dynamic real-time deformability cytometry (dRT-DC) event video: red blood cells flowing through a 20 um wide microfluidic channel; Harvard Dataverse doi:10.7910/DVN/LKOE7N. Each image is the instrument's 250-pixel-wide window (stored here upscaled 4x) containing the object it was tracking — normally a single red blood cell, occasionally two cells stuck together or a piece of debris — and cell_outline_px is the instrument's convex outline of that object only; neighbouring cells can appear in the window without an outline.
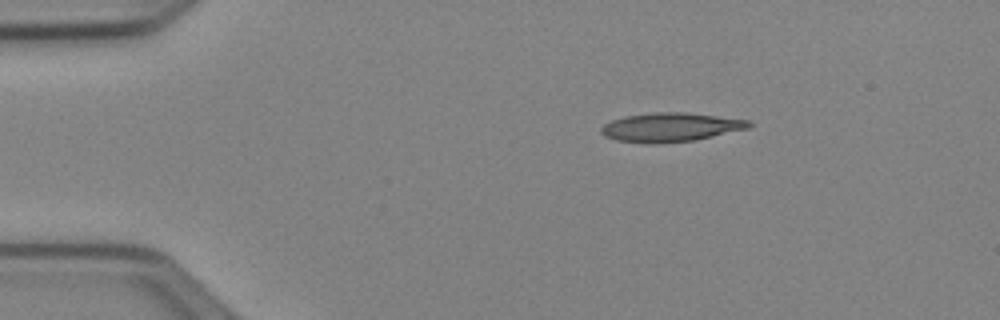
{"species": "Egyptian fruit bat (a non-hibernating species)", "species_latin": "Rousettus aegyptiacus", "temperature_condition": "cold", "stored_images_in_passage": 43, "camera_frame_rate_fps": 3000, "um_per_image_px": 0.085, "animal": {"sex": "female"}, "frame": {"image": 1, "passage_image": 1, "time_ms": 0.0, "image_size_px": [1000, 320], "cell_outline_px": [[752, 124], [748, 128], [712, 136], [692, 140], [616, 140], [604, 136], [600, 132], [600, 128], [604, 124], [612, 120], [624, 116], [656, 112], [688, 112], [752, 120]], "centroid_in_image_um": [57.05, 10.74], "position_along_channel_um": 27.9, "area_um2": 23.81}}
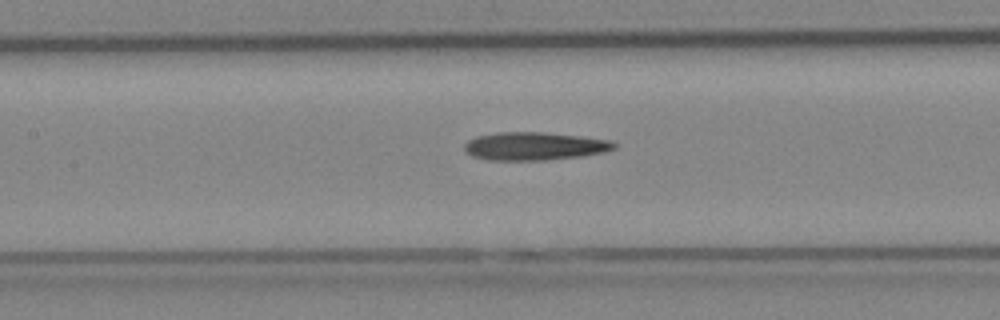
{"frame": {"image": 2, "passage_image": 16, "time_ms": 5.0, "image_size_px": [1000, 320], "cell_outline_px": [[616, 148], [604, 152], [580, 156], [548, 160], [488, 160], [472, 156], [464, 148], [464, 144], [468, 140], [476, 136], [496, 132], [544, 132], [580, 136], [612, 140], [616, 144]], "centroid_in_image_um": [45.43, 12.42], "position_along_channel_um": 162.0, "area_um2": 24.57}}
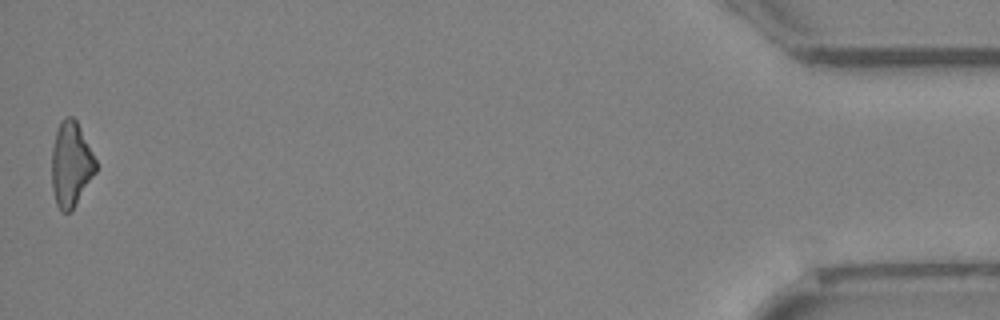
{"frame": {"image": 3, "passage_image": 43, "time_ms": 14.0, "image_size_px": [1000, 320], "cell_outline_px": [[96, 172], [72, 212], [60, 212], [56, 204], [52, 188], [52, 148], [56, 132], [60, 120], [64, 116], [72, 116], [76, 120], [96, 160]], "centroid_in_image_um": [6.02, 13.99], "position_along_channel_um": 429.2, "area_um2": 21.91}}